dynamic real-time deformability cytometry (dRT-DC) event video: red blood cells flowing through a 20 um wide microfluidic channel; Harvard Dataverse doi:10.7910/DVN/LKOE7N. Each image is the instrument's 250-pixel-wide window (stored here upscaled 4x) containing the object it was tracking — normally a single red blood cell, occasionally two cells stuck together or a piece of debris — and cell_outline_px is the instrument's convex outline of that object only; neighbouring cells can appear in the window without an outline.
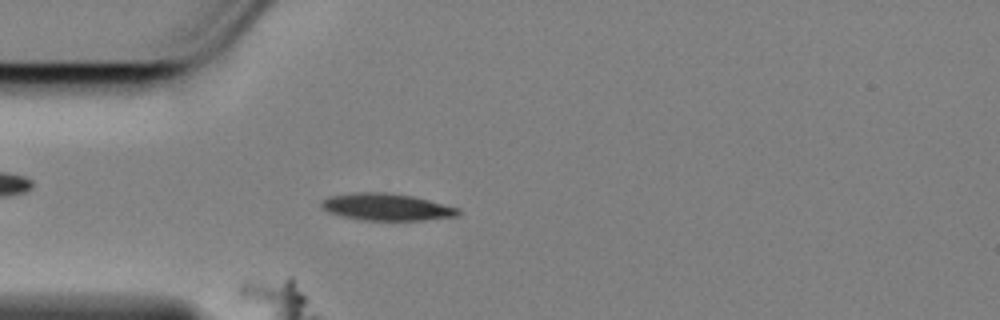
{"species": "Egyptian fruit bat (a non-hibernating species)", "species_latin": "Rousettus aegyptiacus", "temperature_condition": "cold", "stored_images_in_passage": 49, "camera_frame_rate_fps": 3000, "um_per_image_px": 0.085, "animal": {"sex": "female"}, "frame": {"image": 1, "passage_image": 15, "time_ms": 4.667, "image_size_px": [1000, 320], "cell_outline_px": [[460, 212], [456, 216], [420, 220], [360, 220], [328, 212], [320, 204], [328, 196], [356, 192], [388, 192], [412, 196], [460, 208]], "centroid_in_image_um": [32.85, 17.58], "position_along_channel_um": 52.1, "area_um2": 21.33}}
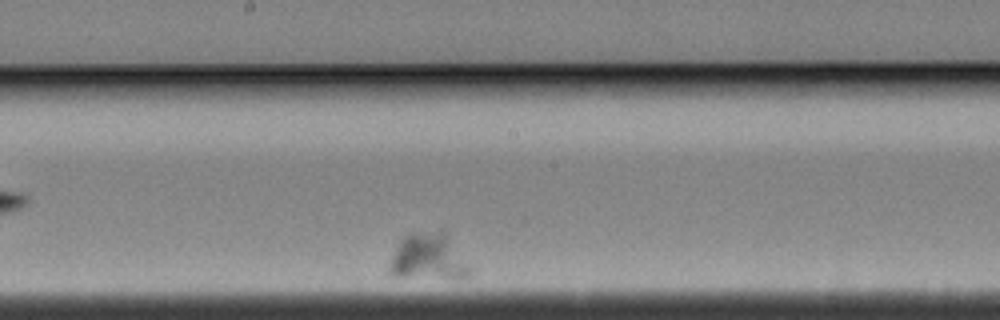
{"frame": {"image": 2, "passage_image": 33, "time_ms": 10.667, "image_size_px": [1000, 320], "cell_outline_px": [[472, 276], [392, 276], [388, 272], [388, 264], [400, 240], [408, 232], [440, 228], [444, 228], [472, 268]], "centroid_in_image_um": [36.41, 21.75], "position_along_channel_um": 211.8, "area_um2": 22.02}}